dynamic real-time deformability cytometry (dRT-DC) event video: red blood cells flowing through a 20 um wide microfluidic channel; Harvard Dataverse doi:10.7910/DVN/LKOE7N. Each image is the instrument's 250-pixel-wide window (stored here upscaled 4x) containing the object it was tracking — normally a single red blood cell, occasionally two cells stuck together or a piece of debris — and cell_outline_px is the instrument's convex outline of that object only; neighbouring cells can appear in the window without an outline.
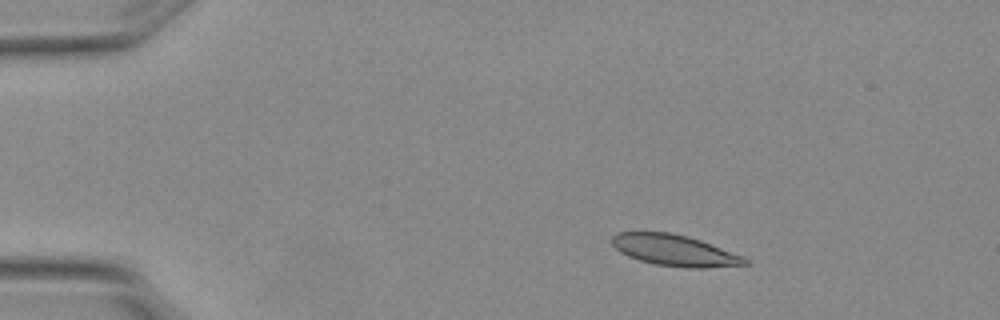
{"species": "Egyptian fruit bat (a non-hibernating species)", "species_latin": "Rousettus aegyptiacus", "temperature_condition": "warm", "stored_images_in_passage": 5, "camera_frame_rate_fps": 3000, "um_per_image_px": 0.085, "animal": {"sex": "female"}, "frame": {"image": 1, "passage_image": 3, "time_ms": 0.667, "image_size_px": [1000, 320], "cell_outline_px": [[752, 264], [704, 268], [688, 268], [656, 264], [640, 260], [628, 256], [620, 252], [612, 244], [612, 236], [616, 232], [672, 232], [688, 236], [700, 240], [740, 256], [748, 260]], "centroid_in_image_um": [57.31, 21.27], "position_along_channel_um": 27.7, "area_um2": 23.93}}